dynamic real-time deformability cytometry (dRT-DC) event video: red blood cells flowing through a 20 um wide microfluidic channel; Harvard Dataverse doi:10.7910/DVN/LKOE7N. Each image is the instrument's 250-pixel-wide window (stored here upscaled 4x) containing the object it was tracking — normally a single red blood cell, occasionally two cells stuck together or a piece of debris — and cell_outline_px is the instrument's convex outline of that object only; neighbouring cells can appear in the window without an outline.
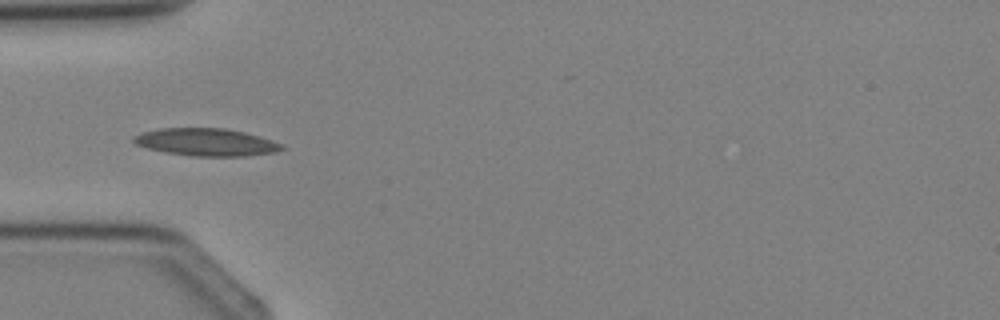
{"species": "Egyptian fruit bat (a non-hibernating species)", "species_latin": "Rousettus aegyptiacus", "temperature_condition": "cold", "stored_images_in_passage": 4, "camera_frame_rate_fps": 3000, "um_per_image_px": 0.085, "animal": {"sex": "female"}, "frame": {"image": 1, "passage_image": 4, "time_ms": 3.333, "image_size_px": [1000, 320], "cell_outline_px": [[288, 148], [276, 152], [244, 156], [192, 156], [168, 152], [148, 148], [136, 144], [132, 140], [132, 136], [144, 132], [160, 128], [228, 128], [260, 136], [272, 140]], "centroid_in_image_um": [17.56, 12.08], "position_along_channel_um": 67.4, "area_um2": 23.7}}